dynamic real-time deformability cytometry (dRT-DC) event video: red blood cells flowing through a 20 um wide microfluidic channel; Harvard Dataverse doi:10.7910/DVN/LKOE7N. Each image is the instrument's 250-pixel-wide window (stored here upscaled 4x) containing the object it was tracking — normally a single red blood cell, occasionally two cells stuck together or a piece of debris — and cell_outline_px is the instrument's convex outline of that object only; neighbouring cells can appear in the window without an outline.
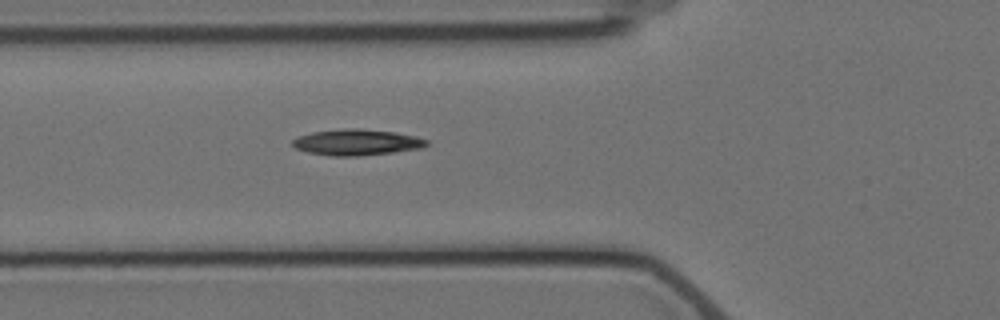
{"species": "Egyptian fruit bat (a non-hibernating species)", "species_latin": "Rousettus aegyptiacus", "temperature_condition": "cold", "stored_images_in_passage": 8, "segment_of_instrument_passage": [1, 2], "camera_frame_rate_fps": 3000, "um_per_image_px": 0.085, "animal": {"sex": "female"}, "frame": {"image": 1, "passage_image": 7, "time_ms": 7.0, "image_size_px": [1000, 320], "cell_outline_px": [[428, 144], [420, 148], [392, 152], [356, 156], [332, 156], [308, 152], [296, 148], [292, 144], [292, 140], [300, 136], [312, 132], [352, 128], [356, 128], [396, 132], [416, 136], [428, 140]], "centroid_in_image_um": [30.33, 12.09], "position_along_channel_um": 95.5, "area_um2": 20.06}}